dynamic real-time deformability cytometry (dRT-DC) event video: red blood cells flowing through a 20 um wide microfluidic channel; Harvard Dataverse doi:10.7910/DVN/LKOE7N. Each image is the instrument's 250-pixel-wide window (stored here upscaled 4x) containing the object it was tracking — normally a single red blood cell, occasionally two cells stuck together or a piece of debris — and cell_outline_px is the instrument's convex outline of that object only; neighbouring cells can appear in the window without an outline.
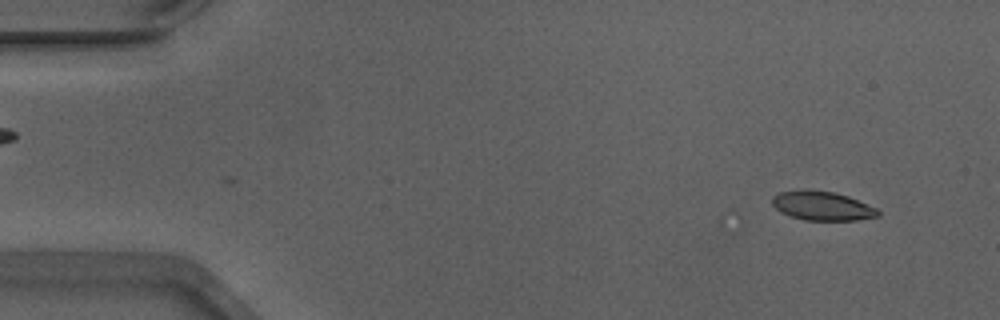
{"species": "Egyptian fruit bat (a non-hibernating species)", "species_latin": "Rousettus aegyptiacus", "temperature_condition": "warm", "stored_images_in_passage": 29, "camera_frame_rate_fps": 3000, "um_per_image_px": 0.085, "animal": {"sex": "male"}, "frame": {"image": 1, "passage_image": 4, "time_ms": 1.0, "image_size_px": [1000, 320], "cell_outline_px": [[880, 212], [876, 216], [852, 220], [808, 220], [792, 216], [776, 208], [772, 204], [772, 200], [780, 192], [832, 192], [856, 200], [876, 208]], "centroid_in_image_um": [69.91, 17.54], "position_along_channel_um": 15.1, "area_um2": 16.59}}
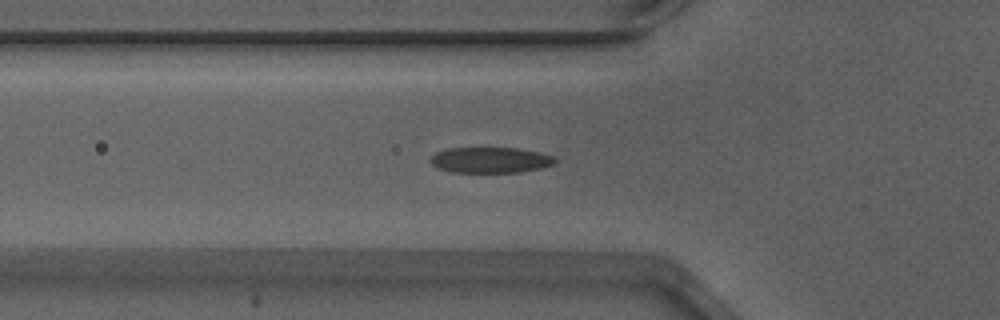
{"frame": {"image": 2, "passage_image": 18, "time_ms": 5.667, "image_size_px": [1000, 320], "cell_outline_px": [[556, 160], [552, 164], [536, 168], [516, 172], [456, 172], [440, 168], [432, 164], [432, 156], [436, 152], [452, 148], [512, 148], [536, 152], [552, 156]], "centroid_in_image_um": [41.64, 13.6], "position_along_channel_um": 84.2, "area_um2": 17.92}}
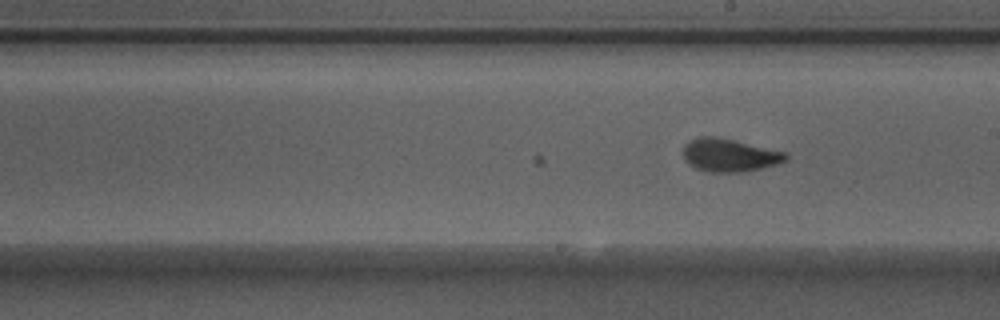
{"frame": {"image": 3, "passage_image": 29, "time_ms": 9.333, "image_size_px": [1000, 320], "cell_outline_px": [[788, 156], [784, 160], [772, 164], [756, 168], [720, 172], [696, 168], [684, 156], [684, 148], [692, 140], [732, 140], [784, 152]], "centroid_in_image_um": [62.04, 13.21], "position_along_channel_um": 227.0, "area_um2": 17.46}}